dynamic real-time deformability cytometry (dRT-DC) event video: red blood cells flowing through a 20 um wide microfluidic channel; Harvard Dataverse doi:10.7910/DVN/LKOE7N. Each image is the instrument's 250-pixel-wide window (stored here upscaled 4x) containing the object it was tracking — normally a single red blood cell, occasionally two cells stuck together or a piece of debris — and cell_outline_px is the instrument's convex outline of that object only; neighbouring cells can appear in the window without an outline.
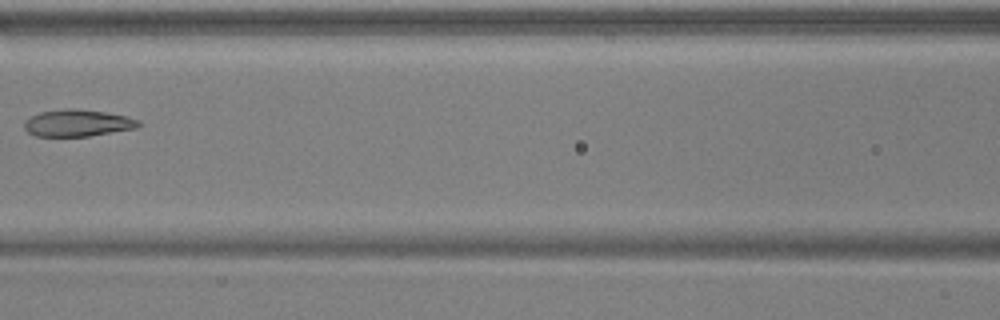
{"species": "common noctule bat (a hibernating species)", "species_latin": "Nyctalus noctula", "temperature_condition": "warm", "stored_images_in_passage": 7, "camera_frame_rate_fps": 3000, "um_per_image_px": 0.085, "animal": {"sex": "male", "body_mass_g": 17.9, "forearm_length_mm": 54.2}, "frame": {"image": 1, "passage_image": 7, "time_ms": 2.0, "image_size_px": [1000, 320], "cell_outline_px": [[140, 124], [136, 128], [88, 136], [36, 136], [28, 132], [24, 128], [24, 120], [40, 112], [68, 108], [76, 108], [104, 112], [124, 116], [140, 120]], "centroid_in_image_um": [6.56, 10.45], "position_along_channel_um": 160.0, "area_um2": 17.74}}